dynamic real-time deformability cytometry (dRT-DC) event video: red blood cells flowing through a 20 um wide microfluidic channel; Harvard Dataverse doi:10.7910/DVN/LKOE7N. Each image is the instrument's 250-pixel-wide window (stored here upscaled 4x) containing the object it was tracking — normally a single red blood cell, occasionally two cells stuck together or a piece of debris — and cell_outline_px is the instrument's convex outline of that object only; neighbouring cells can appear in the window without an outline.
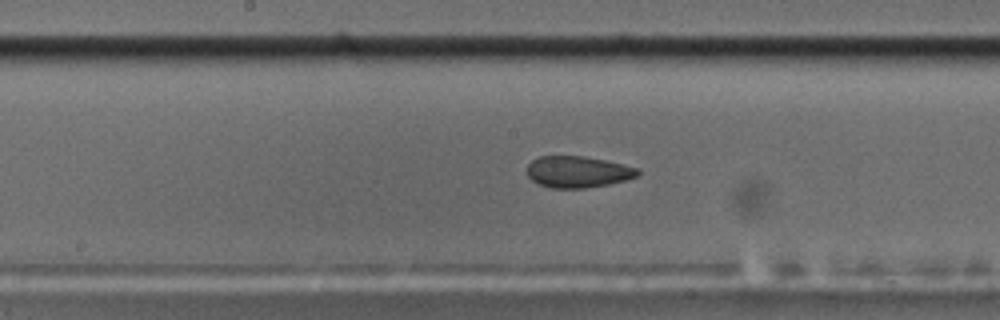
{"species": "common noctule bat (a hibernating species)", "species_latin": "Nyctalus noctula", "temperature_condition": "cold", "stored_images_in_passage": 46, "camera_frame_rate_fps": 3000, "um_per_image_px": 0.085, "animal": {"sex": "male", "body_mass_g": 17.5, "forearm_length_mm": 52.3}, "frame": {"image": 1, "passage_image": 19, "time_ms": 6.0, "image_size_px": [1000, 320], "cell_outline_px": [[640, 172], [636, 176], [624, 180], [608, 184], [584, 188], [552, 188], [540, 184], [532, 180], [528, 176], [528, 164], [532, 160], [540, 156], [584, 156], [604, 160], [640, 168]], "centroid_in_image_um": [49.11, 14.6], "position_along_channel_um": 199.1, "area_um2": 20.11}}
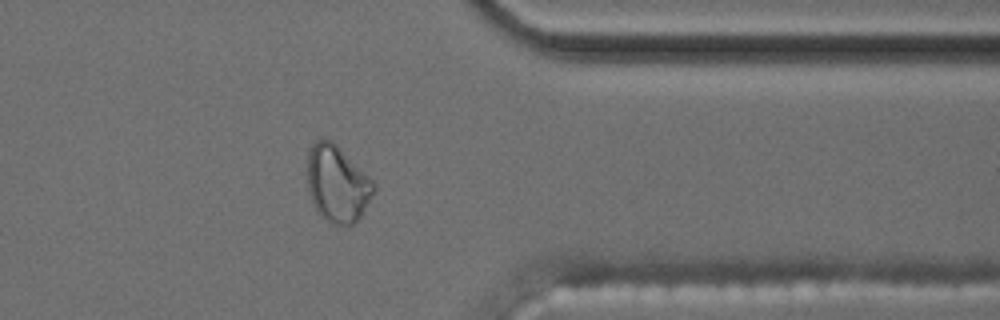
{"frame": {"image": 2, "passage_image": 35, "time_ms": 11.333, "image_size_px": [1000, 320], "cell_outline_px": [[376, 188], [360, 216], [352, 224], [336, 224], [320, 216], [316, 212], [312, 204], [308, 188], [308, 148], [316, 140], [332, 140], [376, 184]], "centroid_in_image_um": [28.64, 15.61], "position_along_channel_um": 382.8, "area_um2": 29.25}}
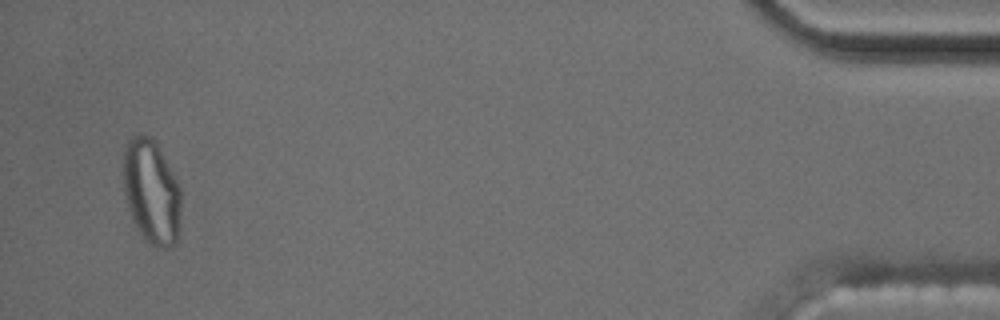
{"frame": {"image": 3, "passage_image": 44, "time_ms": 14.333, "image_size_px": [1000, 320], "cell_outline_px": [[180, 224], [176, 244], [164, 248], [156, 248], [144, 240], [128, 208], [124, 196], [120, 172], [124, 148], [128, 140], [132, 136], [140, 132], [144, 132], [152, 136], [160, 148], [180, 188]], "centroid_in_image_um": [12.83, 16.24], "position_along_channel_um": 422.4, "area_um2": 36.07}, "authors_computed_cell_mechanics": {"area_um2": 21.8484, "velocity_mm_per_s": 3.6251, "shape_relaxation_time_tau1_ms": null, "shape_relaxation_time_tau2_ms": 1.897, "deformation_change_tau1": null, "deformation_change_tau2": 0.0736}}